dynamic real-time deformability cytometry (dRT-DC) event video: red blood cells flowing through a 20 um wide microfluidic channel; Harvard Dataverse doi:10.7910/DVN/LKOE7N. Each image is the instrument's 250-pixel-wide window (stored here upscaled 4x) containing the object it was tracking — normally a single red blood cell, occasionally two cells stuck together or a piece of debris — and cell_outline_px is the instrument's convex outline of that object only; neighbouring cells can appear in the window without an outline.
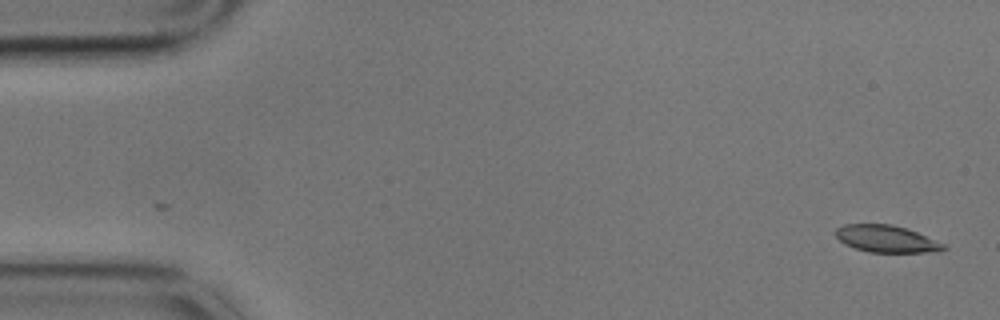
{"species": "common noctule bat (a hibernating species)", "species_latin": "Nyctalus noctula", "temperature_condition": "cold", "stored_images_in_passage": 59, "camera_frame_rate_fps": 3000, "um_per_image_px": 0.085, "animal": {"sex": "male", "body_mass_g": 17.9}, "frame": {"image": 1, "passage_image": 1, "time_ms": 0.0, "image_size_px": [1000, 320], "cell_outline_px": [[948, 248], [940, 252], [868, 252], [844, 244], [836, 236], [836, 228], [844, 224], [892, 224], [916, 232], [944, 244]], "centroid_in_image_um": [75.34, 20.31], "position_along_channel_um": 9.7, "area_um2": 16.88}}
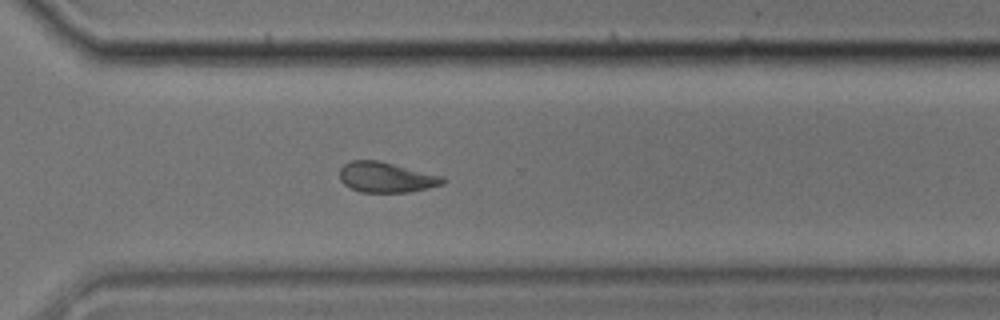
{"frame": {"image": 2, "passage_image": 41, "time_ms": 13.333, "image_size_px": [1000, 320], "cell_outline_px": [[448, 180], [444, 184], [428, 188], [408, 192], [360, 192], [344, 184], [340, 180], [340, 168], [344, 164], [352, 160], [376, 160], [444, 176]], "centroid_in_image_um": [32.85, 15.07], "position_along_channel_um": 337.7, "area_um2": 18.21}}
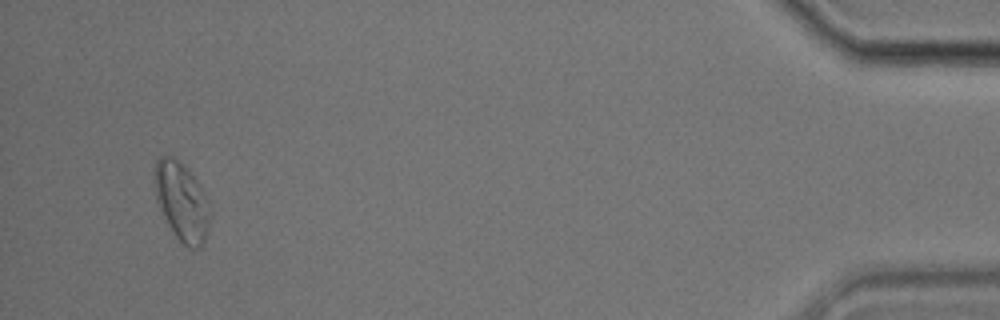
{"frame": {"image": 3, "passage_image": 55, "time_ms": 18.0, "image_size_px": [1000, 320], "cell_outline_px": [[212, 212], [208, 228], [204, 240], [196, 248], [192, 248], [184, 244], [176, 236], [168, 224], [156, 204], [152, 184], [152, 180], [156, 160], [160, 156], [176, 156], [188, 168], [200, 184], [212, 208]], "centroid_in_image_um": [15.42, 17.05], "position_along_channel_um": 419.8, "area_um2": 26.13}, "authors_computed_cell_mechanics": {"area_um2": 18.3804, "velocity_mm_per_s": 3.4008, "shape_relaxation_time_tau1_ms": 5.9245, "shape_relaxation_time_tau2_ms": 9.881, "deformation_change_tau1": 0.1511, "deformation_change_tau2": 0.161}}